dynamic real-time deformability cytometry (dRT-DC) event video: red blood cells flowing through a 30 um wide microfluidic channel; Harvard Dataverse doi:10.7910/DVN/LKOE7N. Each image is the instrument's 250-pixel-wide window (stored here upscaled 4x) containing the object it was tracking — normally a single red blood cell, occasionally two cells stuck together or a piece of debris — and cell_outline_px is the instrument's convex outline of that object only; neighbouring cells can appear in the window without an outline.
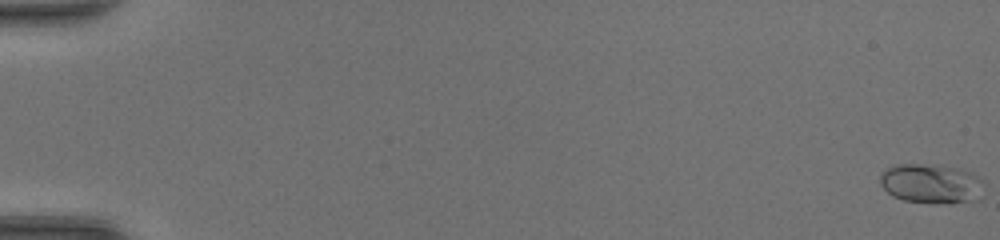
{"species": "common noctule bat (a hibernating species)", "species_latin": "Nyctalus noctula", "temperature_condition": "room temperature", "stored_images_in_passage": 49, "camera_frame_rate_fps": 3000, "um_per_image_px": 0.085, "animal": {"sex": "female", "body_mass_g": 20.0, "forearm_length_mm": 54.0}, "frame": {"image": 1, "passage_image": 1, "time_ms": 0.0, "image_size_px": [1000, 240], "cell_outline_px": [[984, 184], [980, 200], [948, 204], [936, 204], [904, 200], [892, 196], [880, 184], [880, 176], [888, 168], [896, 164], [920, 164], [956, 168], [972, 172], [984, 180]], "centroid_in_image_um": [79.21, 15.64], "position_along_channel_um": 5.8, "area_um2": 24.22}}
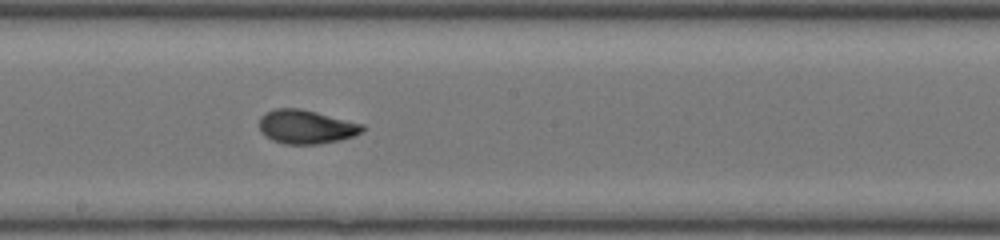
{"frame": {"image": 2, "passage_image": 29, "time_ms": 9.333, "image_size_px": [1000, 240], "cell_outline_px": [[364, 128], [360, 132], [352, 136], [340, 140], [316, 144], [284, 144], [272, 140], [264, 136], [260, 132], [260, 116], [264, 112], [276, 108], [300, 108], [364, 124]], "centroid_in_image_um": [25.97, 10.77], "position_along_channel_um": 222.2, "area_um2": 20.35}}
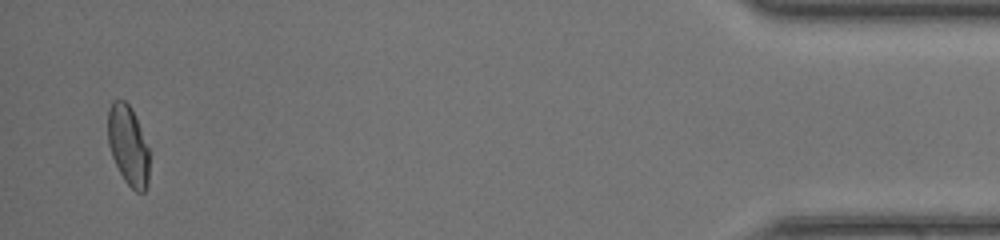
{"frame": {"image": 3, "passage_image": 48, "time_ms": 15.667, "image_size_px": [1000, 240], "cell_outline_px": [[148, 184], [144, 192], [136, 192], [124, 180], [112, 156], [108, 144], [108, 108], [112, 100], [124, 100], [132, 108], [148, 148]], "centroid_in_image_um": [10.88, 12.34], "position_along_channel_um": 424.3, "area_um2": 19.07}, "authors_computed_cell_mechanics": {"area_um2": 19.8254, "velocity_mm_per_s": 4.3925, "shape_relaxation_time_tau1_ms": 3.8174, "shape_relaxation_time_tau2_ms": 0.7556, "deformation_change_tau1": 0.1667, "deformation_change_tau2": 0.051}}